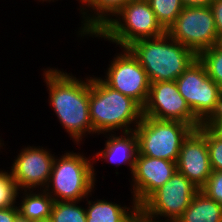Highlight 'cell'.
Instances as JSON below:
<instances>
[{
    "label": "cell",
    "mask_w": 222,
    "mask_h": 222,
    "mask_svg": "<svg viewBox=\"0 0 222 222\" xmlns=\"http://www.w3.org/2000/svg\"><path fill=\"white\" fill-rule=\"evenodd\" d=\"M92 160L83 153L73 151L56 156L44 190L54 201L84 202L94 192L97 181Z\"/></svg>",
    "instance_id": "5"
},
{
    "label": "cell",
    "mask_w": 222,
    "mask_h": 222,
    "mask_svg": "<svg viewBox=\"0 0 222 222\" xmlns=\"http://www.w3.org/2000/svg\"><path fill=\"white\" fill-rule=\"evenodd\" d=\"M207 148L212 171H222V133L207 128Z\"/></svg>",
    "instance_id": "24"
},
{
    "label": "cell",
    "mask_w": 222,
    "mask_h": 222,
    "mask_svg": "<svg viewBox=\"0 0 222 222\" xmlns=\"http://www.w3.org/2000/svg\"><path fill=\"white\" fill-rule=\"evenodd\" d=\"M37 1H38V2H42V3H43V2H46V3L49 2V4H50L51 1H52V2H55L56 0H55V1H54V0H37ZM57 1H58V0H57Z\"/></svg>",
    "instance_id": "33"
},
{
    "label": "cell",
    "mask_w": 222,
    "mask_h": 222,
    "mask_svg": "<svg viewBox=\"0 0 222 222\" xmlns=\"http://www.w3.org/2000/svg\"><path fill=\"white\" fill-rule=\"evenodd\" d=\"M210 7L213 11L216 32L219 37L222 34V0H213Z\"/></svg>",
    "instance_id": "29"
},
{
    "label": "cell",
    "mask_w": 222,
    "mask_h": 222,
    "mask_svg": "<svg viewBox=\"0 0 222 222\" xmlns=\"http://www.w3.org/2000/svg\"><path fill=\"white\" fill-rule=\"evenodd\" d=\"M120 49L121 52L116 53L109 61L105 78L100 79L110 88L133 98L143 107L150 89L147 73L128 48Z\"/></svg>",
    "instance_id": "8"
},
{
    "label": "cell",
    "mask_w": 222,
    "mask_h": 222,
    "mask_svg": "<svg viewBox=\"0 0 222 222\" xmlns=\"http://www.w3.org/2000/svg\"><path fill=\"white\" fill-rule=\"evenodd\" d=\"M3 146H6V145H4L3 139L1 140V138H0V148L2 147V149H4ZM0 150H1V149H0Z\"/></svg>",
    "instance_id": "34"
},
{
    "label": "cell",
    "mask_w": 222,
    "mask_h": 222,
    "mask_svg": "<svg viewBox=\"0 0 222 222\" xmlns=\"http://www.w3.org/2000/svg\"><path fill=\"white\" fill-rule=\"evenodd\" d=\"M143 116L159 120H176L197 129L201 122L194 116L189 105L179 93L175 81L150 83Z\"/></svg>",
    "instance_id": "11"
},
{
    "label": "cell",
    "mask_w": 222,
    "mask_h": 222,
    "mask_svg": "<svg viewBox=\"0 0 222 222\" xmlns=\"http://www.w3.org/2000/svg\"><path fill=\"white\" fill-rule=\"evenodd\" d=\"M154 217L150 215L142 206H136L126 217L125 222H152Z\"/></svg>",
    "instance_id": "27"
},
{
    "label": "cell",
    "mask_w": 222,
    "mask_h": 222,
    "mask_svg": "<svg viewBox=\"0 0 222 222\" xmlns=\"http://www.w3.org/2000/svg\"><path fill=\"white\" fill-rule=\"evenodd\" d=\"M80 1V2H79ZM130 0H78L82 18L78 35L97 33Z\"/></svg>",
    "instance_id": "16"
},
{
    "label": "cell",
    "mask_w": 222,
    "mask_h": 222,
    "mask_svg": "<svg viewBox=\"0 0 222 222\" xmlns=\"http://www.w3.org/2000/svg\"><path fill=\"white\" fill-rule=\"evenodd\" d=\"M114 16L97 33L80 38H103L120 48H127L137 40L154 38L166 33L147 0H130Z\"/></svg>",
    "instance_id": "4"
},
{
    "label": "cell",
    "mask_w": 222,
    "mask_h": 222,
    "mask_svg": "<svg viewBox=\"0 0 222 222\" xmlns=\"http://www.w3.org/2000/svg\"><path fill=\"white\" fill-rule=\"evenodd\" d=\"M200 190L206 196L222 205V171H213Z\"/></svg>",
    "instance_id": "25"
},
{
    "label": "cell",
    "mask_w": 222,
    "mask_h": 222,
    "mask_svg": "<svg viewBox=\"0 0 222 222\" xmlns=\"http://www.w3.org/2000/svg\"><path fill=\"white\" fill-rule=\"evenodd\" d=\"M176 222H222V205L200 190Z\"/></svg>",
    "instance_id": "19"
},
{
    "label": "cell",
    "mask_w": 222,
    "mask_h": 222,
    "mask_svg": "<svg viewBox=\"0 0 222 222\" xmlns=\"http://www.w3.org/2000/svg\"><path fill=\"white\" fill-rule=\"evenodd\" d=\"M217 45L222 48V34L219 36L218 38V42H217Z\"/></svg>",
    "instance_id": "32"
},
{
    "label": "cell",
    "mask_w": 222,
    "mask_h": 222,
    "mask_svg": "<svg viewBox=\"0 0 222 222\" xmlns=\"http://www.w3.org/2000/svg\"><path fill=\"white\" fill-rule=\"evenodd\" d=\"M200 191L184 174L176 171L141 206L159 221H177ZM164 218V219H161Z\"/></svg>",
    "instance_id": "9"
},
{
    "label": "cell",
    "mask_w": 222,
    "mask_h": 222,
    "mask_svg": "<svg viewBox=\"0 0 222 222\" xmlns=\"http://www.w3.org/2000/svg\"><path fill=\"white\" fill-rule=\"evenodd\" d=\"M213 0H182L184 7L210 6Z\"/></svg>",
    "instance_id": "30"
},
{
    "label": "cell",
    "mask_w": 222,
    "mask_h": 222,
    "mask_svg": "<svg viewBox=\"0 0 222 222\" xmlns=\"http://www.w3.org/2000/svg\"><path fill=\"white\" fill-rule=\"evenodd\" d=\"M8 171L0 169V209L14 206L18 200V188Z\"/></svg>",
    "instance_id": "23"
},
{
    "label": "cell",
    "mask_w": 222,
    "mask_h": 222,
    "mask_svg": "<svg viewBox=\"0 0 222 222\" xmlns=\"http://www.w3.org/2000/svg\"><path fill=\"white\" fill-rule=\"evenodd\" d=\"M20 222H50V219L20 220Z\"/></svg>",
    "instance_id": "31"
},
{
    "label": "cell",
    "mask_w": 222,
    "mask_h": 222,
    "mask_svg": "<svg viewBox=\"0 0 222 222\" xmlns=\"http://www.w3.org/2000/svg\"><path fill=\"white\" fill-rule=\"evenodd\" d=\"M193 128L176 120H159L143 116L135 128L138 154L177 162L184 139Z\"/></svg>",
    "instance_id": "6"
},
{
    "label": "cell",
    "mask_w": 222,
    "mask_h": 222,
    "mask_svg": "<svg viewBox=\"0 0 222 222\" xmlns=\"http://www.w3.org/2000/svg\"><path fill=\"white\" fill-rule=\"evenodd\" d=\"M177 171V163L137 154L131 179V196L141 206Z\"/></svg>",
    "instance_id": "13"
},
{
    "label": "cell",
    "mask_w": 222,
    "mask_h": 222,
    "mask_svg": "<svg viewBox=\"0 0 222 222\" xmlns=\"http://www.w3.org/2000/svg\"><path fill=\"white\" fill-rule=\"evenodd\" d=\"M111 134V135H110ZM118 133H104L107 138L105 140V148L93 154V163L104 160V162L111 163L116 167L122 164L128 165L133 173L136 157L138 154V138L135 131ZM109 136V137H108ZM95 159V160H94Z\"/></svg>",
    "instance_id": "15"
},
{
    "label": "cell",
    "mask_w": 222,
    "mask_h": 222,
    "mask_svg": "<svg viewBox=\"0 0 222 222\" xmlns=\"http://www.w3.org/2000/svg\"><path fill=\"white\" fill-rule=\"evenodd\" d=\"M19 195L20 220L50 219L54 199L44 189L18 190L17 198Z\"/></svg>",
    "instance_id": "17"
},
{
    "label": "cell",
    "mask_w": 222,
    "mask_h": 222,
    "mask_svg": "<svg viewBox=\"0 0 222 222\" xmlns=\"http://www.w3.org/2000/svg\"><path fill=\"white\" fill-rule=\"evenodd\" d=\"M45 148L28 145L15 156L9 172L18 190H38L47 186L55 153L52 154L50 149Z\"/></svg>",
    "instance_id": "12"
},
{
    "label": "cell",
    "mask_w": 222,
    "mask_h": 222,
    "mask_svg": "<svg viewBox=\"0 0 222 222\" xmlns=\"http://www.w3.org/2000/svg\"><path fill=\"white\" fill-rule=\"evenodd\" d=\"M0 222H20V215L17 204L0 209Z\"/></svg>",
    "instance_id": "28"
},
{
    "label": "cell",
    "mask_w": 222,
    "mask_h": 222,
    "mask_svg": "<svg viewBox=\"0 0 222 222\" xmlns=\"http://www.w3.org/2000/svg\"><path fill=\"white\" fill-rule=\"evenodd\" d=\"M80 201H54L50 222H86V210Z\"/></svg>",
    "instance_id": "21"
},
{
    "label": "cell",
    "mask_w": 222,
    "mask_h": 222,
    "mask_svg": "<svg viewBox=\"0 0 222 222\" xmlns=\"http://www.w3.org/2000/svg\"><path fill=\"white\" fill-rule=\"evenodd\" d=\"M166 33L197 56L219 38L210 6L184 7Z\"/></svg>",
    "instance_id": "7"
},
{
    "label": "cell",
    "mask_w": 222,
    "mask_h": 222,
    "mask_svg": "<svg viewBox=\"0 0 222 222\" xmlns=\"http://www.w3.org/2000/svg\"><path fill=\"white\" fill-rule=\"evenodd\" d=\"M177 171L201 188L212 174L207 148V128L199 126L184 139L177 160Z\"/></svg>",
    "instance_id": "14"
},
{
    "label": "cell",
    "mask_w": 222,
    "mask_h": 222,
    "mask_svg": "<svg viewBox=\"0 0 222 222\" xmlns=\"http://www.w3.org/2000/svg\"><path fill=\"white\" fill-rule=\"evenodd\" d=\"M179 93L186 100L194 116L202 122L214 109L222 88L208 75L197 58L176 80Z\"/></svg>",
    "instance_id": "10"
},
{
    "label": "cell",
    "mask_w": 222,
    "mask_h": 222,
    "mask_svg": "<svg viewBox=\"0 0 222 222\" xmlns=\"http://www.w3.org/2000/svg\"><path fill=\"white\" fill-rule=\"evenodd\" d=\"M92 76L89 75V117L94 132L101 135L134 131L142 120L143 107L107 86L100 77Z\"/></svg>",
    "instance_id": "2"
},
{
    "label": "cell",
    "mask_w": 222,
    "mask_h": 222,
    "mask_svg": "<svg viewBox=\"0 0 222 222\" xmlns=\"http://www.w3.org/2000/svg\"><path fill=\"white\" fill-rule=\"evenodd\" d=\"M127 48L146 71L150 83L175 81L198 58L167 33L137 40Z\"/></svg>",
    "instance_id": "3"
},
{
    "label": "cell",
    "mask_w": 222,
    "mask_h": 222,
    "mask_svg": "<svg viewBox=\"0 0 222 222\" xmlns=\"http://www.w3.org/2000/svg\"><path fill=\"white\" fill-rule=\"evenodd\" d=\"M198 59L205 66L207 75L222 88V48L215 44L202 51Z\"/></svg>",
    "instance_id": "22"
},
{
    "label": "cell",
    "mask_w": 222,
    "mask_h": 222,
    "mask_svg": "<svg viewBox=\"0 0 222 222\" xmlns=\"http://www.w3.org/2000/svg\"><path fill=\"white\" fill-rule=\"evenodd\" d=\"M43 72L49 90L48 103L72 142L79 146L85 136L96 135L89 117V77L81 80L55 67H47Z\"/></svg>",
    "instance_id": "1"
},
{
    "label": "cell",
    "mask_w": 222,
    "mask_h": 222,
    "mask_svg": "<svg viewBox=\"0 0 222 222\" xmlns=\"http://www.w3.org/2000/svg\"><path fill=\"white\" fill-rule=\"evenodd\" d=\"M200 126L217 130L222 133V94L219 96L214 109L201 122Z\"/></svg>",
    "instance_id": "26"
},
{
    "label": "cell",
    "mask_w": 222,
    "mask_h": 222,
    "mask_svg": "<svg viewBox=\"0 0 222 222\" xmlns=\"http://www.w3.org/2000/svg\"><path fill=\"white\" fill-rule=\"evenodd\" d=\"M156 19L162 28L167 31L177 19L184 5L182 0H147Z\"/></svg>",
    "instance_id": "20"
},
{
    "label": "cell",
    "mask_w": 222,
    "mask_h": 222,
    "mask_svg": "<svg viewBox=\"0 0 222 222\" xmlns=\"http://www.w3.org/2000/svg\"><path fill=\"white\" fill-rule=\"evenodd\" d=\"M91 196L92 193L86 197V222H125L126 217L137 206L135 201H131L132 206L129 207L106 199L88 200Z\"/></svg>",
    "instance_id": "18"
},
{
    "label": "cell",
    "mask_w": 222,
    "mask_h": 222,
    "mask_svg": "<svg viewBox=\"0 0 222 222\" xmlns=\"http://www.w3.org/2000/svg\"><path fill=\"white\" fill-rule=\"evenodd\" d=\"M152 222H176V221H165V220L164 221H159V220L154 219Z\"/></svg>",
    "instance_id": "35"
}]
</instances>
